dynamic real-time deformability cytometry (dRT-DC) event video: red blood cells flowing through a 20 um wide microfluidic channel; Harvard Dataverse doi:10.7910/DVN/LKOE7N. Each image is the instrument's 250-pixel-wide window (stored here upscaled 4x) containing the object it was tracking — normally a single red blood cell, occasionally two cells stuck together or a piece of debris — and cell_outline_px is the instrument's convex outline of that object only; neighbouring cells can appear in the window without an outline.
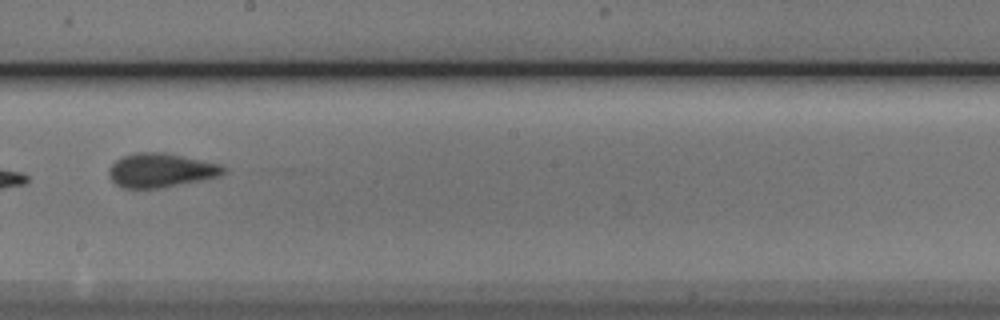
{"species": "Egyptian fruit bat (a non-hibernating species)", "species_latin": "Rousettus aegyptiacus", "temperature_condition": "cold", "stored_images_in_passage": 11, "camera_frame_rate_fps": 3000, "um_per_image_px": 0.085, "animal": {"sex": "male"}, "frame": {"image": 1, "passage_image": 5, "time_ms": 4.667, "image_size_px": [1000, 320], "cell_outline_px": [[228, 172], [220, 176], [204, 180], [164, 188], [124, 188], [116, 184], [108, 176], [108, 168], [120, 156], [136, 152], [164, 152], [220, 164], [228, 168]], "centroid_in_image_um": [13.69, 14.48], "position_along_channel_um": 234.5, "area_um2": 23.18}}
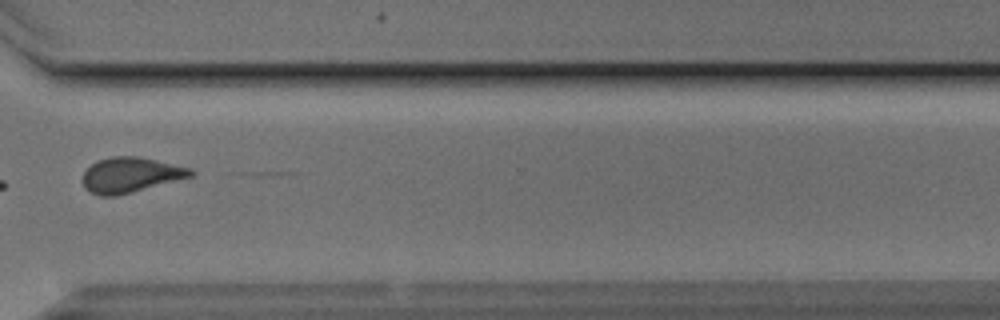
{"frame": {"image": 2, "passage_image": 8, "time_ms": 8.0, "image_size_px": [1000, 320], "cell_outline_px": [[196, 172], [192, 176], [132, 192], [116, 196], [100, 196], [84, 188], [84, 172], [96, 160], [112, 156], [136, 156], [156, 160], [192, 168]], "centroid_in_image_um": [11.11, 14.86], "position_along_channel_um": 359.5, "area_um2": 21.96}}
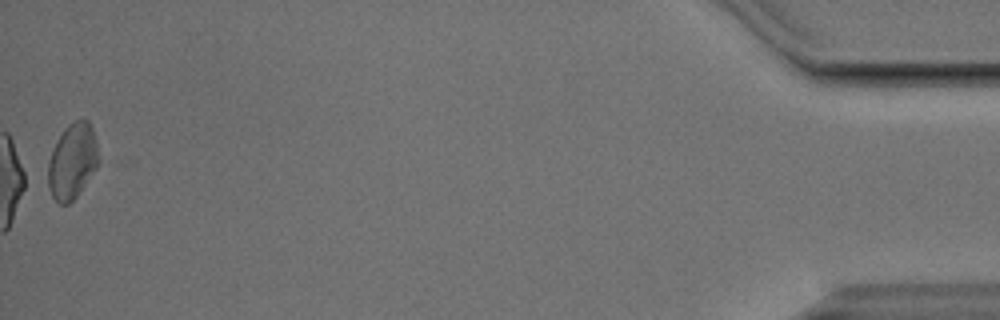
{"frame": {"image": 3, "passage_image": 11, "time_ms": 12.333, "image_size_px": [1000, 320], "cell_outline_px": [[100, 160], [96, 168], [76, 196], [68, 204], [60, 204], [52, 196], [48, 188], [48, 164], [52, 152], [64, 128], [68, 124], [76, 120], [88, 120], [92, 128]], "centroid_in_image_um": [6.15, 13.71], "position_along_channel_um": 429.0, "area_um2": 21.79}}